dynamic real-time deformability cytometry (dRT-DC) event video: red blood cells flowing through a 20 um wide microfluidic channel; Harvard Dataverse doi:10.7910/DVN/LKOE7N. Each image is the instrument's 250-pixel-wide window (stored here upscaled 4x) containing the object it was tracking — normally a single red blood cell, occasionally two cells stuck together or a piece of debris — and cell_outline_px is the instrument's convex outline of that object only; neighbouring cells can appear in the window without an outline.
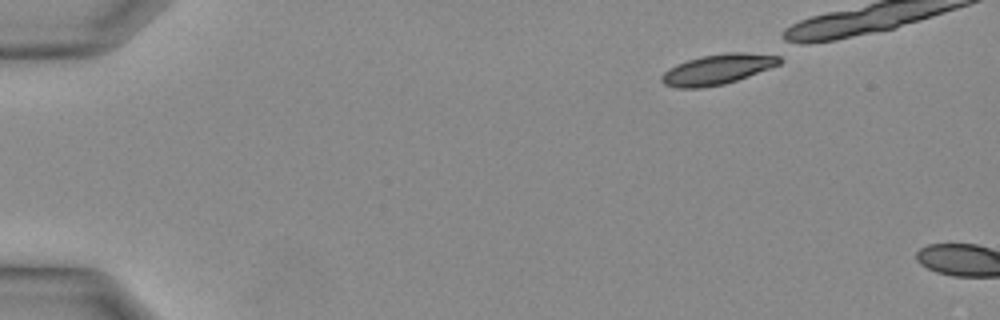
{"species": "Egyptian fruit bat (a non-hibernating species)", "species_latin": "Rousettus aegyptiacus", "temperature_condition": "warm", "stored_images_in_passage": 3, "camera_frame_rate_fps": 3000, "um_per_image_px": 0.085, "animal": {"sex": "female"}, "frame": {"image": 1, "passage_image": 1, "time_ms": 0.0, "image_size_px": [1000, 320], "cell_outline_px": [[784, 60], [780, 64], [748, 76], [724, 84], [700, 88], [676, 88], [664, 84], [660, 80], [660, 76], [668, 68], [676, 64], [700, 56], [728, 52], [780, 52]], "centroid_in_image_um": [61.09, 5.85], "position_along_channel_um": 23.9, "area_um2": 21.39}}